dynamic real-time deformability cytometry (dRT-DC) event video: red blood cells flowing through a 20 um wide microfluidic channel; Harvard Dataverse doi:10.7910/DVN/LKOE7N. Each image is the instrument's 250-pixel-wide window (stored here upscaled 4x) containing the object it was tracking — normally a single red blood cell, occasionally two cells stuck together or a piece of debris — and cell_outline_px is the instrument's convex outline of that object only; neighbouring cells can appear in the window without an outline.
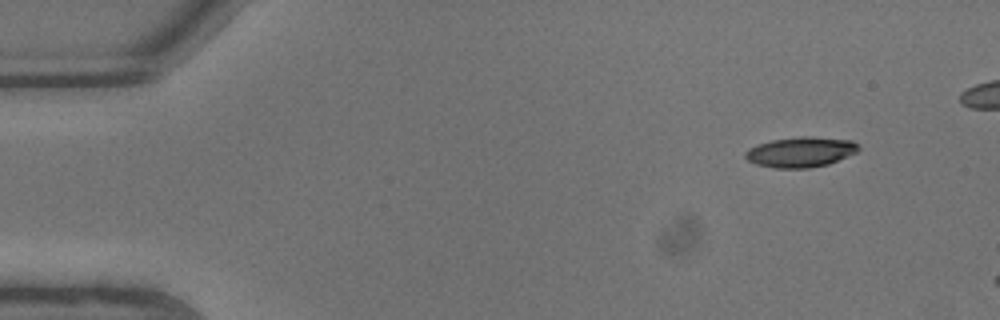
{"species": "common noctule bat (a hibernating species)", "species_latin": "Nyctalus noctula", "temperature_condition": "warm", "stored_images_in_passage": 5, "camera_frame_rate_fps": 3000, "um_per_image_px": 0.085, "animal": {"sex": "male", "body_mass_g": 13.3}, "frame": {"image": 1, "passage_image": 1, "time_ms": 0.0, "image_size_px": [1000, 320], "cell_outline_px": [[860, 148], [856, 152], [828, 164], [808, 168], [772, 168], [756, 164], [748, 160], [744, 156], [744, 152], [748, 148], [772, 140], [800, 136], [808, 136], [852, 140]], "centroid_in_image_um": [68.02, 12.92], "position_along_channel_um": 17.0, "area_um2": 19.83}}